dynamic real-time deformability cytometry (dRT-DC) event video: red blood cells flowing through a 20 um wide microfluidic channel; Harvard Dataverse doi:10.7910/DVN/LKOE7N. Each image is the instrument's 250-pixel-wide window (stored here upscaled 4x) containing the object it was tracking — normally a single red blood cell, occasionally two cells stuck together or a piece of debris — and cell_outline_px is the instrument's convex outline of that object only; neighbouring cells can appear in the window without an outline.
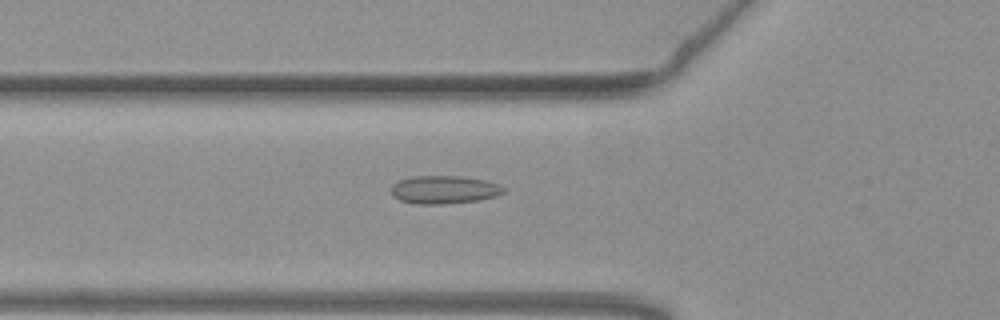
{"species": "common noctule bat (a hibernating species)", "species_latin": "Nyctalus noctula", "temperature_condition": "warm", "stored_images_in_passage": 52, "camera_frame_rate_fps": 3000, "um_per_image_px": 0.085, "animal": {"sex": "female", "body_mass_g": 19.3, "forearm_length_mm": 54.1}, "frame": {"image": 1, "passage_image": 17, "time_ms": 5.333, "image_size_px": [1000, 320], "cell_outline_px": [[504, 192], [496, 196], [476, 200], [444, 204], [416, 204], [400, 200], [392, 196], [392, 184], [400, 180], [412, 176], [460, 176], [488, 180], [504, 188]], "centroid_in_image_um": [37.73, 16.12], "position_along_channel_um": 88.1, "area_um2": 18.32}}
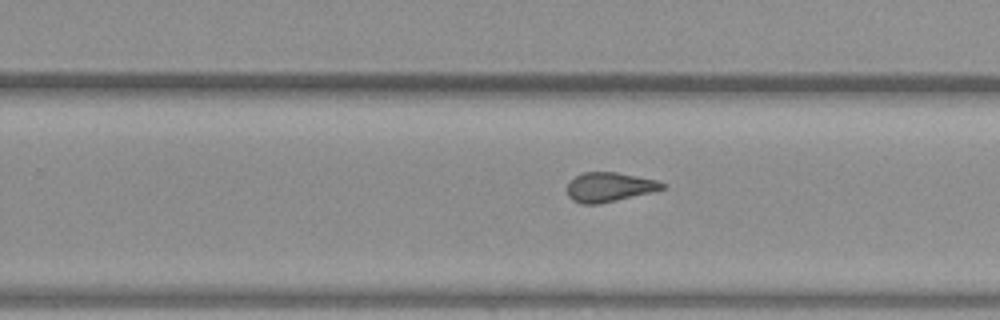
{"frame": {"image": 2, "passage_image": 32, "time_ms": 10.333, "image_size_px": [1000, 320], "cell_outline_px": [[668, 184], [664, 188], [652, 192], [600, 204], [580, 204], [572, 200], [568, 196], [568, 184], [576, 176], [584, 172], [616, 172], [656, 180]], "centroid_in_image_um": [51.8, 15.91], "position_along_channel_um": 278.0, "area_um2": 16.24}}
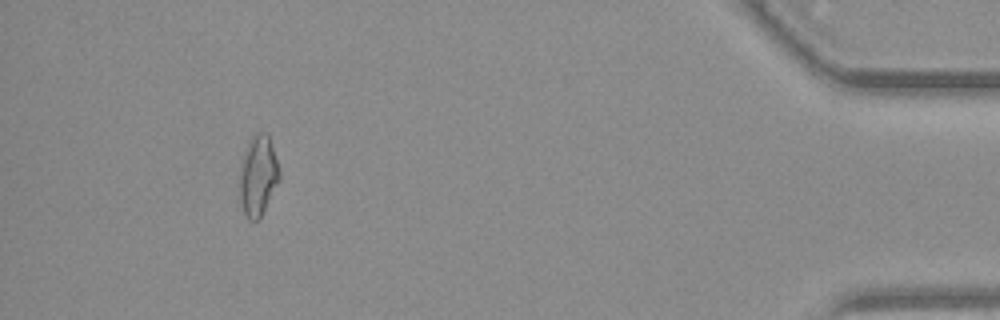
{"frame": {"image": 3, "passage_image": 48, "time_ms": 15.667, "image_size_px": [1000, 320], "cell_outline_px": [[280, 180], [260, 220], [248, 220], [244, 212], [240, 200], [240, 172], [244, 152], [252, 136], [256, 132], [268, 132], [280, 172]], "centroid_in_image_um": [21.95, 14.95], "position_along_channel_um": 413.2, "area_um2": 18.67}, "authors_computed_cell_mechanics": {"area_um2": 17.4845, "velocity_mm_per_s": 3.7902, "shape_relaxation_time_tau1_ms": null, "shape_relaxation_time_tau2_ms": 2.224, "deformation_change_tau1": null, "deformation_change_tau2": 0.1018}}